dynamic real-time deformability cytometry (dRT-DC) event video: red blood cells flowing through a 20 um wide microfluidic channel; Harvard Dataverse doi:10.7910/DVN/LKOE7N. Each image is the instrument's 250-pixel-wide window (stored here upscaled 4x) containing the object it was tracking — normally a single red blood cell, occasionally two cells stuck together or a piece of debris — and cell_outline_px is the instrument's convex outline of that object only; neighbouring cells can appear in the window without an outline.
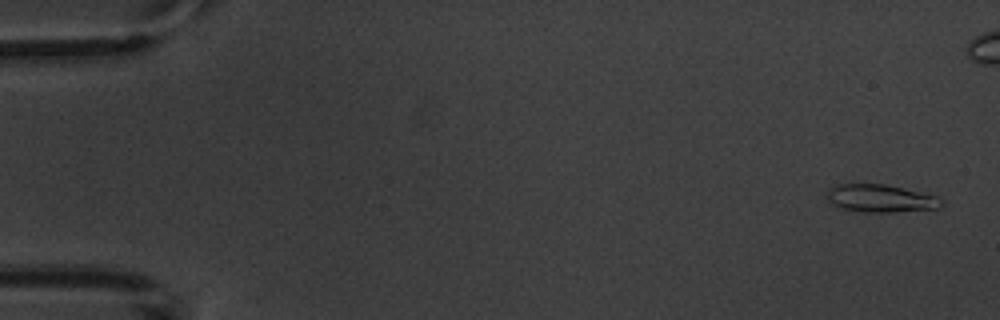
{"species": "common noctule bat (a hibernating species)", "species_latin": "Nyctalus noctula", "temperature_condition": "warm", "stored_images_in_passage": 5, "camera_frame_rate_fps": 3000, "um_per_image_px": 0.085, "animal": {"sex": "male", "body_mass_g": 20.1, "forearm_length_mm": 53.5}, "frame": {"image": 1, "passage_image": 1, "time_ms": 0.0, "image_size_px": [1000, 320], "cell_outline_px": [[944, 204], [940, 208], [896, 212], [864, 212], [840, 208], [828, 200], [828, 188], [836, 184], [884, 184], [920, 192], [936, 196], [944, 200]], "centroid_in_image_um": [74.88, 16.87], "position_along_channel_um": 10.1, "area_um2": 18.5}}